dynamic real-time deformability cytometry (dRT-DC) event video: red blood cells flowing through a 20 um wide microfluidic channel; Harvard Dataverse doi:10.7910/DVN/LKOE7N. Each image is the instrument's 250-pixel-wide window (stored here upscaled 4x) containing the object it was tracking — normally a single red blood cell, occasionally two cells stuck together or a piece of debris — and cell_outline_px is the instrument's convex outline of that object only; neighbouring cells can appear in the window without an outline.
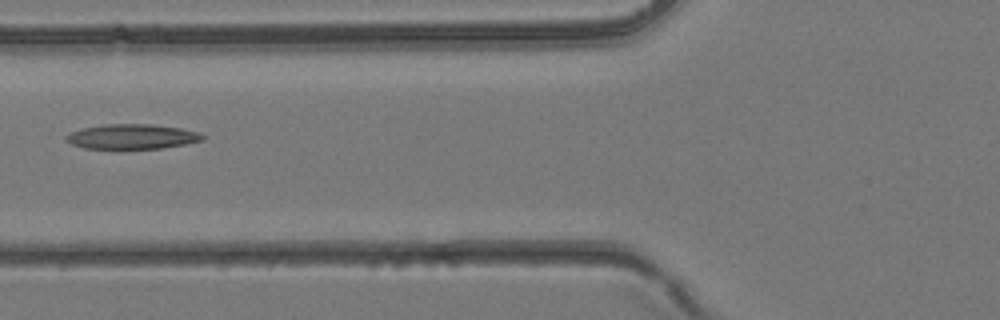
{"species": "common noctule bat (a hibernating species)", "species_latin": "Nyctalus noctula", "temperature_condition": "room temperature", "stored_images_in_passage": 3, "camera_frame_rate_fps": 3000, "um_per_image_px": 0.085, "animal": {"sex": "female", "body_mass_g": 24.6, "forearm_length_mm": 56.2}, "frame": {"image": 1, "passage_image": 3, "time_ms": 0.667, "image_size_px": [1000, 320], "cell_outline_px": [[204, 140], [188, 144], [164, 148], [84, 148], [72, 144], [64, 140], [64, 136], [68, 132], [84, 128], [104, 124], [152, 124], [180, 128], [200, 132], [204, 136]], "centroid_in_image_um": [11.23, 11.6], "position_along_channel_um": 114.6, "area_um2": 19.88}}